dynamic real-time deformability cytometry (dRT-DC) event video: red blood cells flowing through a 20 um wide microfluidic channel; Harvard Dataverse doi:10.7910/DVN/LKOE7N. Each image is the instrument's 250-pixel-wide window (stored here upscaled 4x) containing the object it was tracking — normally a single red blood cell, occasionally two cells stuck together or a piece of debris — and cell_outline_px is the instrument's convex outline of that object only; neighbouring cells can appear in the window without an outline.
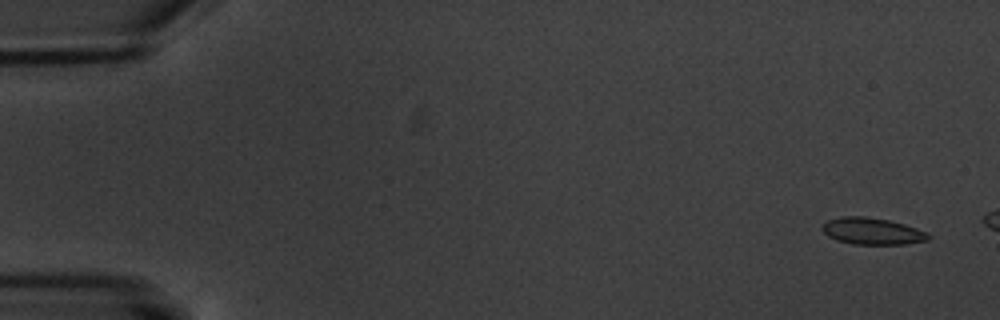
{"species": "common noctule bat (a hibernating species)", "species_latin": "Nyctalus noctula", "temperature_condition": "warm", "stored_images_in_passage": 3, "camera_frame_rate_fps": 3000, "um_per_image_px": 0.085, "animal": {"sex": "male", "body_mass_g": 20.1, "forearm_length_mm": 53.5}, "frame": {"image": 1, "passage_image": 1, "time_ms": 0.0, "image_size_px": [1000, 320], "cell_outline_px": [[932, 236], [928, 240], [904, 244], [852, 244], [836, 240], [828, 236], [820, 228], [828, 220], [840, 216], [864, 216], [888, 220], [904, 224], [928, 232]], "centroid_in_image_um": [74.14, 19.65], "position_along_channel_um": 10.9, "area_um2": 16.59}}